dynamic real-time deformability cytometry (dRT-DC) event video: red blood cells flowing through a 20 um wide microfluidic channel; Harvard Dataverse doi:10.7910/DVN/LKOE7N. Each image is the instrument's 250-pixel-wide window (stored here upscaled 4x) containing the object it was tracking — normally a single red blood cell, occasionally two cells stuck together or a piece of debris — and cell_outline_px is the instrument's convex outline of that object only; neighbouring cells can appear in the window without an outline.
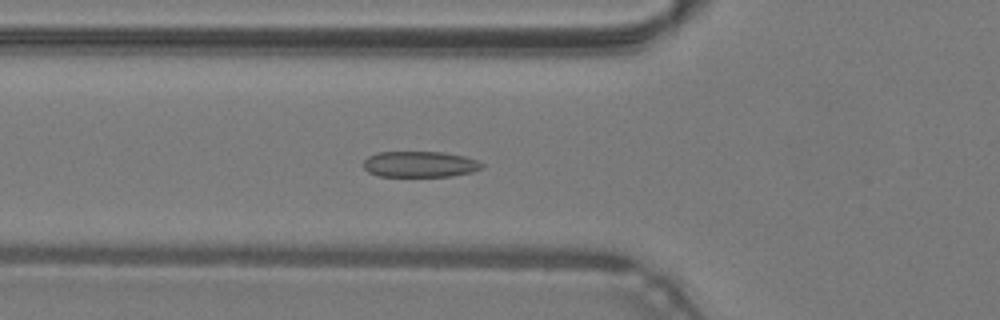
{"species": "common noctule bat (a hibernating species)", "species_latin": "Nyctalus noctula", "temperature_condition": "warm", "stored_images_in_passage": 49, "camera_frame_rate_fps": 3000, "um_per_image_px": 0.085, "animal": {"sex": "male", "body_mass_g": 19.2, "forearm_length_mm": 51.8}, "frame": {"image": 1, "passage_image": 18, "time_ms": 5.667, "image_size_px": [1000, 320], "cell_outline_px": [[484, 168], [472, 172], [452, 176], [380, 176], [368, 172], [364, 168], [364, 160], [368, 156], [376, 152], [444, 152], [464, 156], [476, 160], [484, 164]], "centroid_in_image_um": [35.7, 13.96], "position_along_channel_um": 90.1, "area_um2": 17.98}}
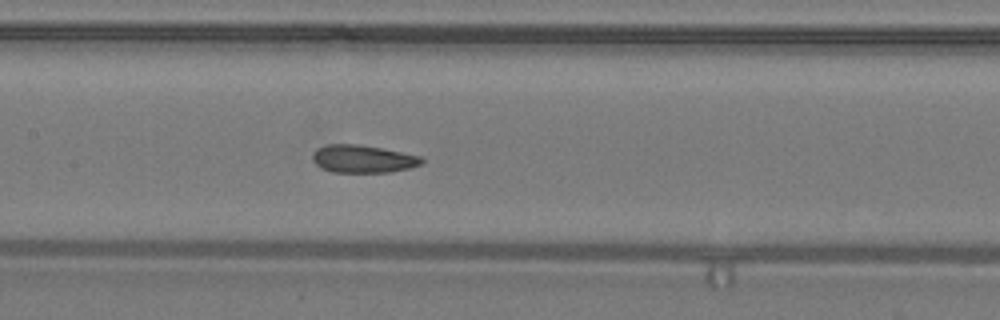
{"frame": {"image": 2, "passage_image": 24, "time_ms": 7.667, "image_size_px": [1000, 320], "cell_outline_px": [[424, 164], [392, 172], [332, 172], [320, 168], [312, 160], [312, 152], [316, 148], [328, 144], [360, 144], [420, 156], [424, 160]], "centroid_in_image_um": [30.81, 13.51], "position_along_channel_um": 176.6, "area_um2": 17.74}}
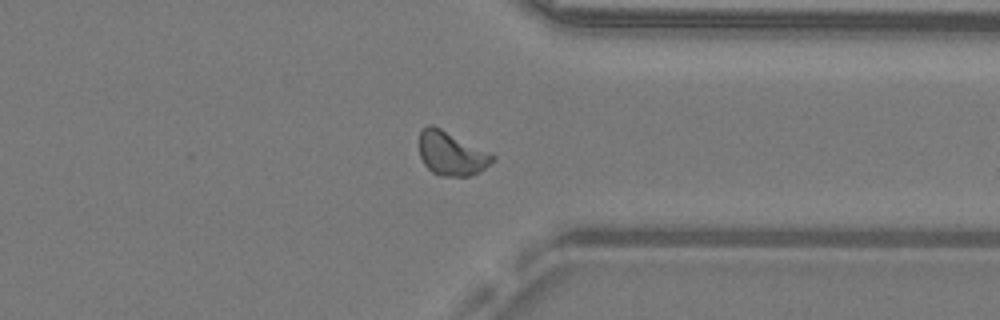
{"frame": {"image": 3, "passage_image": 38, "time_ms": 12.333, "image_size_px": [1000, 320], "cell_outline_px": [[496, 160], [480, 172], [468, 176], [440, 176], [432, 172], [424, 164], [420, 156], [420, 132], [428, 124], [432, 124], [496, 156]], "centroid_in_image_um": [38.37, 13.07], "position_along_channel_um": 373.0, "area_um2": 18.55}, "authors_computed_cell_mechanics": {"area_um2": 17.9758, "velocity_mm_per_s": 4.2971, "shape_relaxation_time_tau1_ms": 8.4263, "shape_relaxation_time_tau2_ms": 1.2196, "deformation_change_tau1": 0.158, "deformation_change_tau2": 0.0627}}